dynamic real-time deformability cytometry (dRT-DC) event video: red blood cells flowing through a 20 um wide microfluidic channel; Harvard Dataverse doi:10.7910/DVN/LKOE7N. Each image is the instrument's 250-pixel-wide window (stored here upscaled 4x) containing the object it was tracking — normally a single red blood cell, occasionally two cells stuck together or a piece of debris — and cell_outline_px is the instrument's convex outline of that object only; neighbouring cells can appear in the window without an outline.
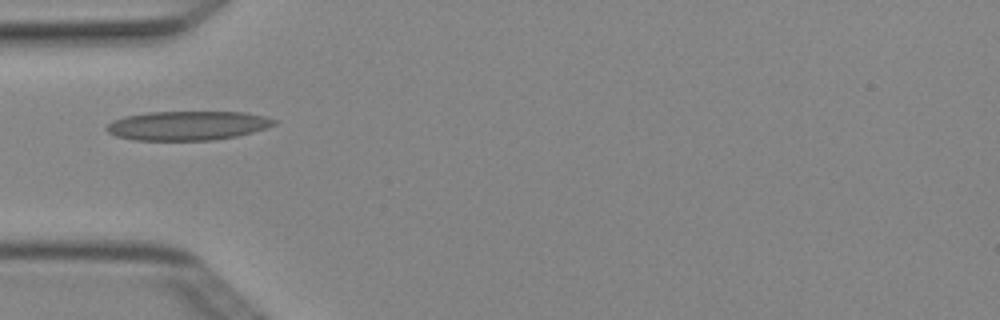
{"species": "Egyptian fruit bat (a non-hibernating species)", "species_latin": "Rousettus aegyptiacus", "temperature_condition": "cold", "stored_images_in_passage": 3, "camera_frame_rate_fps": 3000, "um_per_image_px": 0.085, "animal": {"sex": "female"}, "frame": {"image": 1, "passage_image": 3, "time_ms": 0.667, "image_size_px": [1000, 320], "cell_outline_px": [[276, 124], [268, 128], [236, 136], [212, 140], [132, 140], [116, 136], [108, 132], [104, 128], [112, 120], [124, 116], [148, 112], [244, 112], [264, 116], [276, 120]], "centroid_in_image_um": [15.92, 10.67], "position_along_channel_um": 69.1, "area_um2": 28.55}}